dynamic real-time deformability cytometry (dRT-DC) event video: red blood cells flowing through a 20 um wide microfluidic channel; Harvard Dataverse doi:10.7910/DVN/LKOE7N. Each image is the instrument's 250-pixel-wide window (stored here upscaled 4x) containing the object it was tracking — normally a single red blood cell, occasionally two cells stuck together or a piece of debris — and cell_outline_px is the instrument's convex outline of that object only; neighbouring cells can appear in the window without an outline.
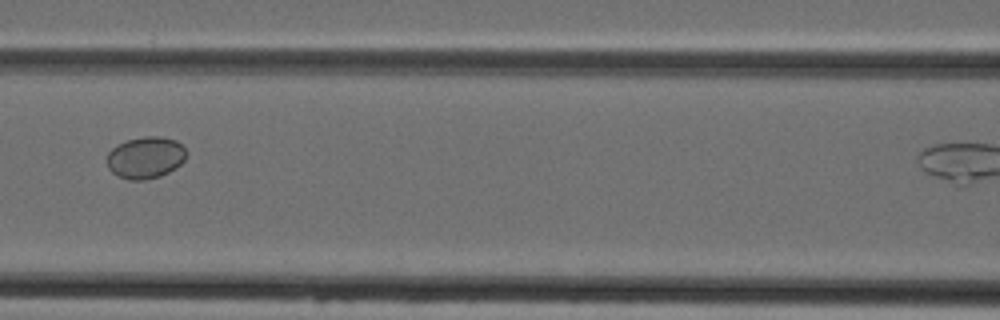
{"species": "Egyptian fruit bat (a non-hibernating species)", "species_latin": "Rousettus aegyptiacus", "temperature_condition": "cold", "stored_images_in_passage": 4, "camera_frame_rate_fps": 3000, "um_per_image_px": 0.085, "animal": {"sex": "female"}, "frame": {"image": 1, "passage_image": 3, "time_ms": 2.333, "image_size_px": [1000, 320], "cell_outline_px": [[184, 160], [176, 168], [160, 176], [144, 180], [128, 180], [112, 172], [108, 168], [108, 152], [112, 148], [128, 140], [144, 136], [160, 136], [176, 140], [184, 148]], "centroid_in_image_um": [12.36, 13.4], "position_along_channel_um": 154.2, "area_um2": 19.07}}